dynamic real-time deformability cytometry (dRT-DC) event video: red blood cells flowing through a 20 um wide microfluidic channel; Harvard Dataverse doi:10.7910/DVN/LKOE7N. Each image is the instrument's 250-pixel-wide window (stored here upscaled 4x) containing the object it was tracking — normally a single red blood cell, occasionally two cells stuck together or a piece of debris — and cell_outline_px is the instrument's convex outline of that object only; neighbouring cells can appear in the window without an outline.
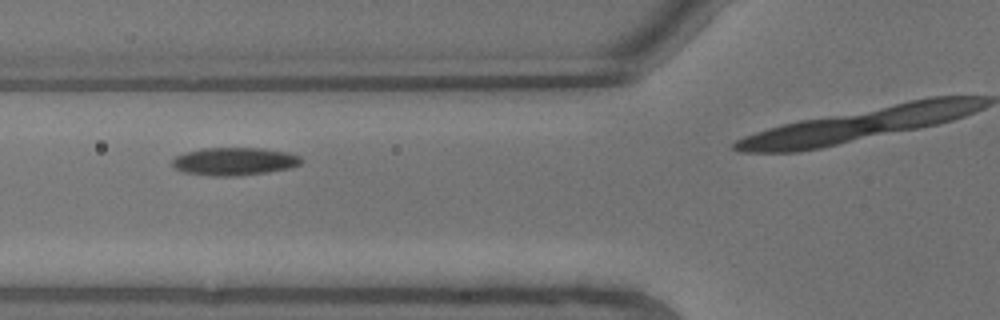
{"species": "common noctule bat (a hibernating species)", "species_latin": "Nyctalus noctula", "temperature_condition": "warm", "stored_images_in_passage": 7, "camera_frame_rate_fps": 3000, "um_per_image_px": 0.085, "animal": {"sex": "male", "body_mass_g": 13.3}, "frame": {"image": 1, "passage_image": 5, "time_ms": 1.333, "image_size_px": [1000, 320], "cell_outline_px": [[304, 160], [300, 164], [292, 168], [268, 172], [236, 176], [212, 176], [184, 172], [176, 168], [172, 164], [172, 160], [176, 156], [188, 152], [204, 148], [264, 148], [288, 152], [300, 156]], "centroid_in_image_um": [19.98, 13.72], "position_along_channel_um": 105.8, "area_um2": 20.98}}
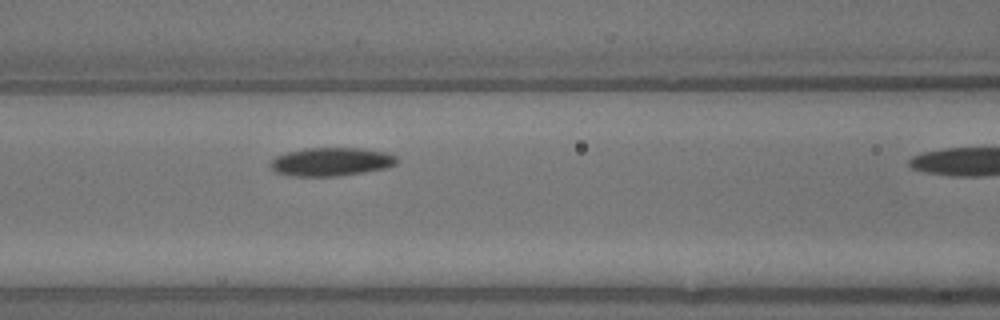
{"frame": {"image": 2, "passage_image": 6, "time_ms": 1.667, "image_size_px": [1000, 320], "cell_outline_px": [[396, 164], [388, 168], [364, 172], [336, 176], [292, 176], [276, 172], [268, 164], [276, 156], [288, 152], [304, 148], [364, 148], [384, 152], [396, 156]], "centroid_in_image_um": [28.15, 13.75], "position_along_channel_um": 138.5, "area_um2": 20.92}}